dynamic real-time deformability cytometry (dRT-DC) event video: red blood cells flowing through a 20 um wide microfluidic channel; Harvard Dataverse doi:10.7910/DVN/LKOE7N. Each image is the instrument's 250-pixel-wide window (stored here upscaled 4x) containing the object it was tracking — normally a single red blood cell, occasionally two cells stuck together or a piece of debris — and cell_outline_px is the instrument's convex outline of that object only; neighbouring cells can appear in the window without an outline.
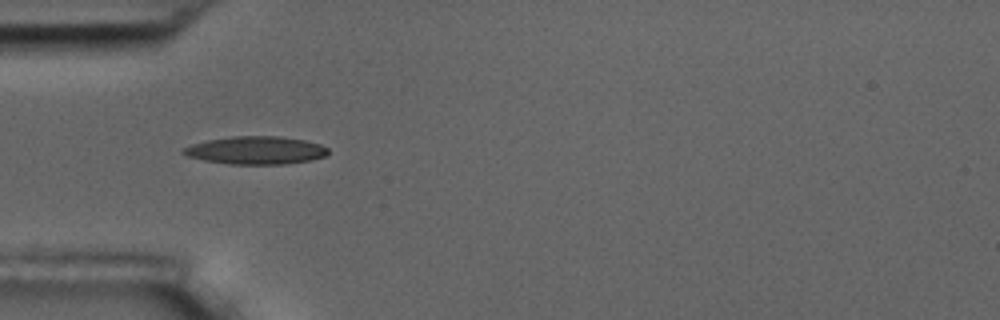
{"species": "common noctule bat (a hibernating species)", "species_latin": "Nyctalus noctula", "temperature_condition": "room temperature", "stored_images_in_passage": 6, "camera_frame_rate_fps": 3000, "um_per_image_px": 0.085, "animal": {"sex": "male", "body_mass_g": 17.5, "forearm_length_mm": 52.3}, "frame": {"image": 1, "passage_image": 5, "time_ms": 5.667, "image_size_px": [1000, 320], "cell_outline_px": [[328, 156], [312, 160], [284, 164], [228, 164], [204, 160], [188, 156], [180, 152], [180, 148], [192, 144], [208, 140], [232, 136], [280, 136], [304, 140], [320, 144], [328, 148]], "centroid_in_image_um": [21.75, 12.78], "position_along_channel_um": 63.3, "area_um2": 23.7}}